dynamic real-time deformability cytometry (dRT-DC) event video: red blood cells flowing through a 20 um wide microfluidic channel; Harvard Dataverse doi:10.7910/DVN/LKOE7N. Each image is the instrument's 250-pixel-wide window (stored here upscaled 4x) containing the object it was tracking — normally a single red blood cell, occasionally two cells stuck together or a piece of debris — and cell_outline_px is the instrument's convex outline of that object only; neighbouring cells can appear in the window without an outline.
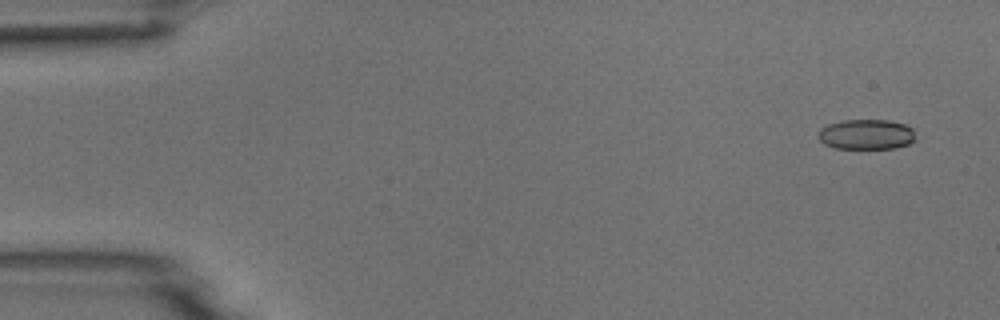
{"species": "common noctule bat (a hibernating species)", "species_latin": "Nyctalus noctula", "temperature_condition": "room temperature", "stored_images_in_passage": 4, "camera_frame_rate_fps": 3000, "um_per_image_px": 0.085, "animal": {"sex": "male", "body_mass_g": 18.8}, "frame": {"image": 1, "passage_image": 1, "time_ms": 0.0, "image_size_px": [1000, 320], "cell_outline_px": [[916, 140], [908, 144], [896, 148], [836, 148], [824, 144], [820, 140], [820, 128], [828, 124], [844, 120], [888, 120], [904, 124], [912, 128]], "centroid_in_image_um": [73.66, 11.42], "position_along_channel_um": 11.3, "area_um2": 16.99}}
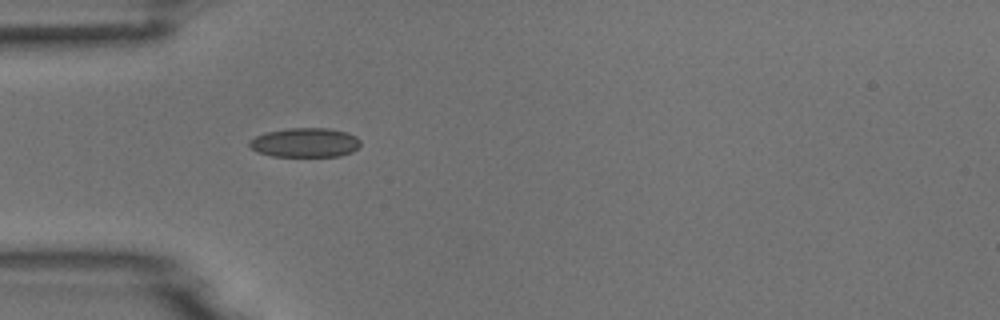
{"frame": {"image": 2, "passage_image": 4, "time_ms": 4.333, "image_size_px": [1000, 320], "cell_outline_px": [[360, 144], [352, 152], [340, 156], [272, 156], [260, 152], [252, 148], [248, 144], [248, 140], [264, 132], [288, 128], [328, 128], [348, 132], [356, 136], [360, 140]], "centroid_in_image_um": [25.93, 12.11], "position_along_channel_um": 59.1, "area_um2": 19.02}}